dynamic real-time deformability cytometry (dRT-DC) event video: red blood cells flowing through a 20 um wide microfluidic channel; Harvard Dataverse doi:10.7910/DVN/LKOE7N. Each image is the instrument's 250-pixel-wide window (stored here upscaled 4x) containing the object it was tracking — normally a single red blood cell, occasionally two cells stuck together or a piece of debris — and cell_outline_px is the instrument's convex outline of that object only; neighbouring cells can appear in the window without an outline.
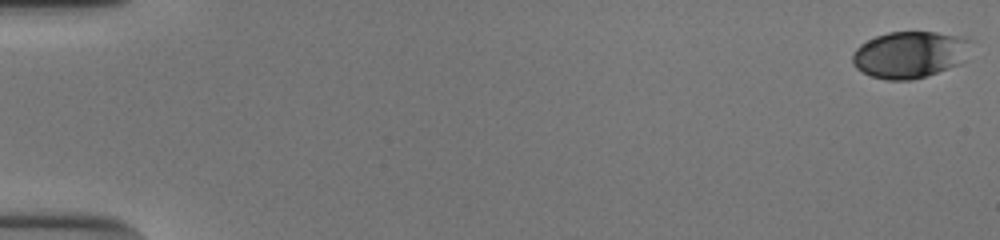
{"species": "human", "species_latin": "Homo sapiens", "temperature_condition": "cold", "stored_images_in_passage": 54, "camera_frame_rate_fps": 3000, "um_per_image_px": 0.085, "donor": {"sex": "male"}, "frame": {"image": 1, "passage_image": 1, "time_ms": 0.0, "image_size_px": [1000, 240], "cell_outline_px": [[972, 40], [960, 64], [912, 80], [888, 80], [872, 76], [856, 68], [852, 64], [852, 52], [860, 44], [876, 36], [888, 32], [936, 32], [956, 36]], "centroid_in_image_um": [77.27, 4.64], "position_along_channel_um": 7.7, "area_um2": 31.85}}
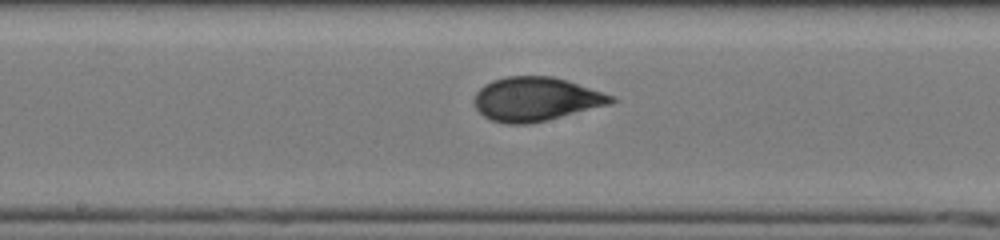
{"frame": {"image": 2, "passage_image": 30, "time_ms": 9.667, "image_size_px": [1000, 240], "cell_outline_px": [[616, 100], [612, 104], [548, 120], [528, 124], [504, 124], [492, 120], [484, 116], [476, 108], [472, 100], [476, 92], [484, 84], [492, 80], [508, 76], [552, 76], [568, 80], [616, 96]], "centroid_in_image_um": [45.57, 8.42], "position_along_channel_um": 202.6, "area_um2": 35.43}}
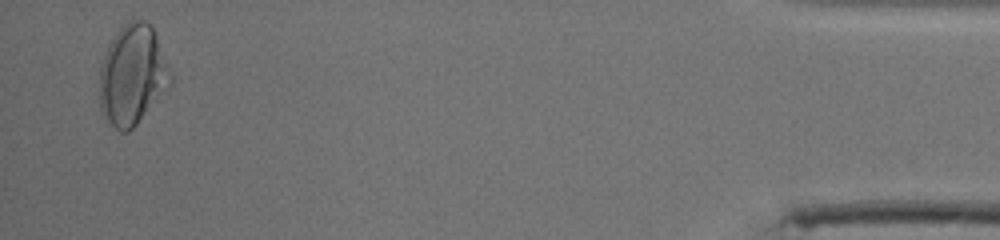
{"frame": {"image": 3, "passage_image": 53, "time_ms": 17.333, "image_size_px": [1000, 240], "cell_outline_px": [[172, 84], [136, 124], [128, 132], [120, 132], [108, 120], [100, 108], [100, 68], [104, 56], [116, 32], [128, 20], [148, 20], [152, 24], [172, 80]], "centroid_in_image_um": [11.26, 6.36], "position_along_channel_um": 423.9, "area_um2": 40.69}, "authors_computed_cell_mechanics": {"area_um2": 34.102, "velocity_mm_per_s": 3.8596, "shape_relaxation_time_tau1_ms": 3.4931, "shape_relaxation_time_tau2_ms": null, "deformation_change_tau1": 0.1517, "deformation_change_tau2": null}}